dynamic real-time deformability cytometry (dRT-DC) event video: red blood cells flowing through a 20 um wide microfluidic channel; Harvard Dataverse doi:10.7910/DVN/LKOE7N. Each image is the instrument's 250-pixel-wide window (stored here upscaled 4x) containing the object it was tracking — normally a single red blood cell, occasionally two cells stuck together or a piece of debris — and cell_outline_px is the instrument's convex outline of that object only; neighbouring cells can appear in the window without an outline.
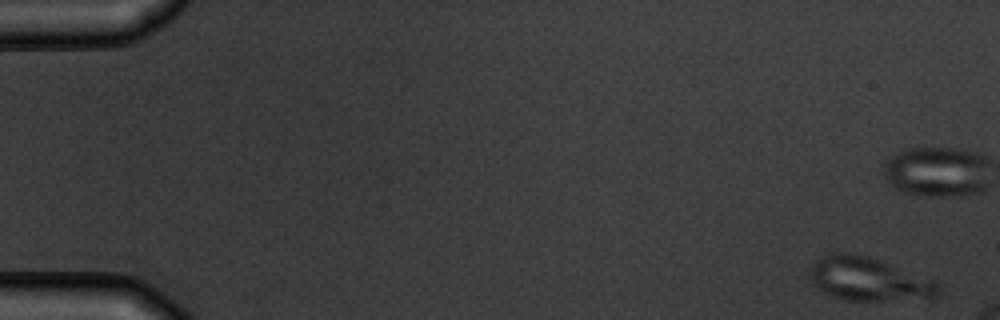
{"species": "common noctule bat (a hibernating species)", "species_latin": "Nyctalus noctula", "temperature_condition": "warm", "stored_images_in_passage": 4, "camera_frame_rate_fps": 3000, "um_per_image_px": 0.085, "animal": {"sex": "male", "body_mass_g": 19.5, "forearm_length_mm": 54.6}, "frame": {"image": 1, "passage_image": 1, "time_ms": 0.0, "image_size_px": [1000, 320], "cell_outline_px": [[940, 296], [936, 300], [844, 300], [820, 292], [812, 284], [808, 276], [808, 268], [816, 260], [828, 252], [848, 252], [868, 256], [880, 260], [936, 280], [940, 284]], "centroid_in_image_um": [73.86, 23.74], "position_along_channel_um": 11.1, "area_um2": 33.76}}